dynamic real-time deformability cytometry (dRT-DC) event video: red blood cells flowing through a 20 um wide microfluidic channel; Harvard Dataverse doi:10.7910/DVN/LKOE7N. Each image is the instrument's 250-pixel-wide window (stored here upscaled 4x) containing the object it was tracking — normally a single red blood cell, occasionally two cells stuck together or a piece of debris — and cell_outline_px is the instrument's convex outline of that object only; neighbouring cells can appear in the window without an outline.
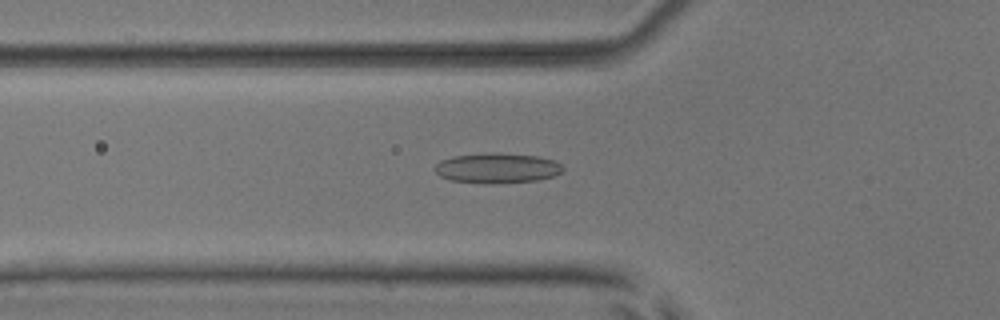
{"species": "common noctule bat (a hibernating species)", "species_latin": "Nyctalus noctula", "temperature_condition": "room temperature", "stored_images_in_passage": 41, "camera_frame_rate_fps": 3000, "um_per_image_px": 0.085, "animal": {"sex": "male", "body_mass_g": 17.9, "forearm_length_mm": 54.2}, "frame": {"image": 1, "passage_image": 7, "time_ms": 2.0, "image_size_px": [1000, 320], "cell_outline_px": [[564, 168], [560, 172], [552, 176], [536, 180], [484, 184], [452, 180], [440, 176], [436, 172], [436, 164], [440, 160], [452, 156], [484, 152], [496, 152], [536, 156], [556, 160]], "centroid_in_image_um": [42.23, 14.27], "position_along_channel_um": 83.6, "area_um2": 22.48}}
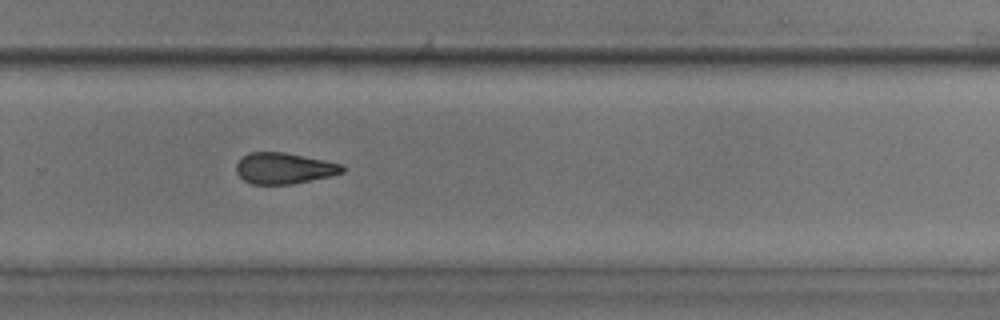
{"frame": {"image": 2, "passage_image": 24, "time_ms": 7.667, "image_size_px": [1000, 320], "cell_outline_px": [[344, 172], [328, 176], [292, 184], [252, 184], [244, 180], [236, 172], [236, 164], [244, 156], [252, 152], [284, 152], [324, 160], [340, 164], [344, 168]], "centroid_in_image_um": [24.12, 14.3], "position_along_channel_um": 305.7, "area_um2": 18.9}}
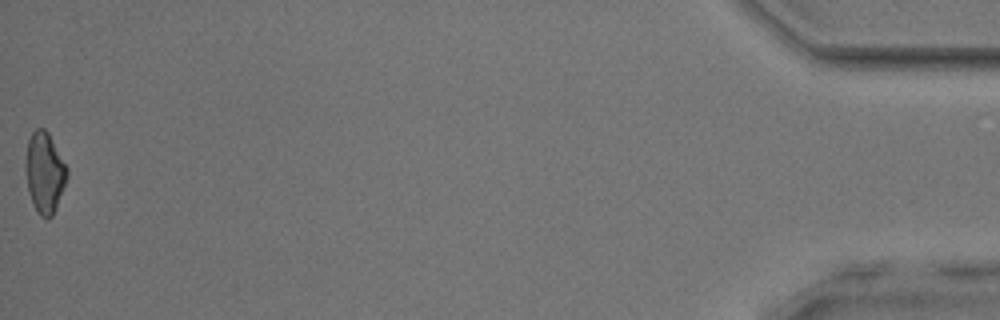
{"frame": {"image": 3, "passage_image": 41, "time_ms": 13.333, "image_size_px": [1000, 320], "cell_outline_px": [[68, 176], [56, 208], [52, 216], [48, 220], [40, 216], [36, 212], [32, 204], [28, 192], [24, 168], [24, 164], [28, 140], [32, 132], [36, 128], [44, 128], [48, 132], [68, 168]], "centroid_in_image_um": [3.77, 14.69], "position_along_channel_um": 431.4, "area_um2": 19.88}, "authors_computed_cell_mechanics": {"area_um2": 19.9988, "velocity_mm_per_s": 3.9236, "shape_relaxation_time_tau1_ms": 6.5182, "shape_relaxation_time_tau2_ms": 3.3122, "deformation_change_tau1": 0.1416, "deformation_change_tau2": 0.121}}